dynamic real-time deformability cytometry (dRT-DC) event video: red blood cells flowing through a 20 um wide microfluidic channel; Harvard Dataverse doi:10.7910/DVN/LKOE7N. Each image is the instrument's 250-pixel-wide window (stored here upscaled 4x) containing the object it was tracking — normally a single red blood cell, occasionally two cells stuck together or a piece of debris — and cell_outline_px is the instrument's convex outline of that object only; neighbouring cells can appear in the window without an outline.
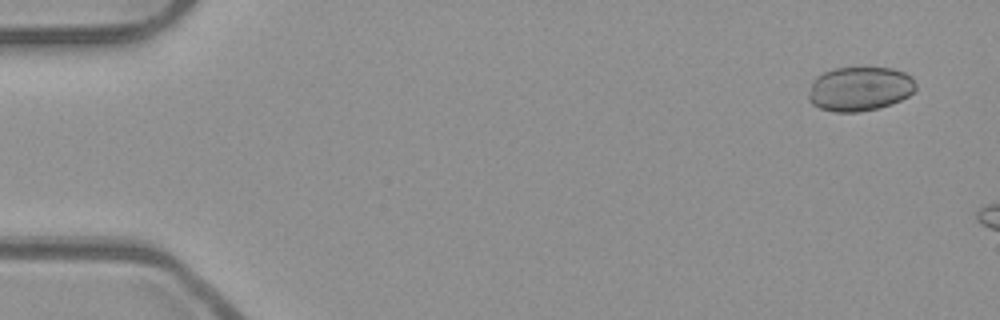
{"species": "common noctule bat (a hibernating species)", "species_latin": "Nyctalus noctula", "temperature_condition": "room temperature", "stored_images_in_passage": 8, "camera_frame_rate_fps": 3000, "um_per_image_px": 0.085, "animal": {"sex": "male", "body_mass_g": 23.1, "forearm_length_mm": 52.7}, "frame": {"image": 1, "passage_image": 2, "time_ms": 0.333, "image_size_px": [1000, 320], "cell_outline_px": [[916, 88], [908, 96], [900, 100], [880, 108], [860, 112], [836, 112], [820, 108], [812, 104], [808, 100], [808, 96], [812, 80], [816, 76], [824, 72], [836, 68], [892, 68], [904, 72], [912, 76], [916, 84]], "centroid_in_image_um": [73.07, 7.55], "position_along_channel_um": 11.9, "area_um2": 27.8}}